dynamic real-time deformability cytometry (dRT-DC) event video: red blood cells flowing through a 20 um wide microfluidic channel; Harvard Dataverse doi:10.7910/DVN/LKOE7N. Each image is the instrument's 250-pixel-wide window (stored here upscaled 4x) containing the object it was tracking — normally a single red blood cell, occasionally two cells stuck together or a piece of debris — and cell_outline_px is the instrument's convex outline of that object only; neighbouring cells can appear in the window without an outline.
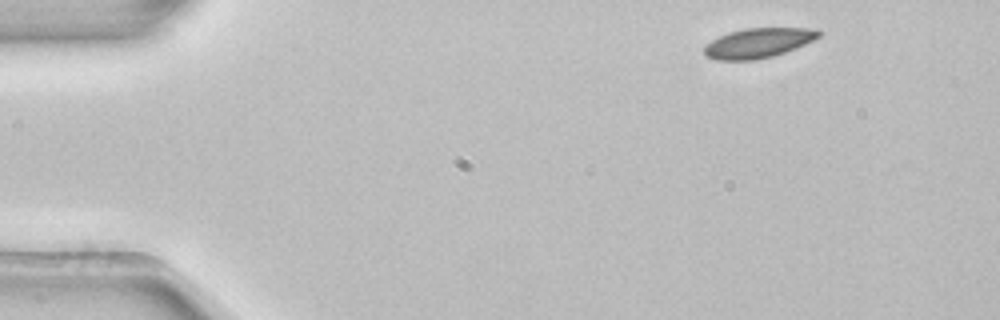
{"species": "common noctule bat (a hibernating species)", "species_latin": "Nyctalus noctula", "temperature_condition": "room temperature", "stored_images_in_passage": 3, "camera_frame_rate_fps": 3000, "um_per_image_px": 0.085, "animal": {"sex": "female", "body_mass_g": 22.7, "forearm_length_mm": 54.2}, "frame": {"image": 1, "passage_image": 1, "time_ms": 0.0, "image_size_px": [1000, 320], "cell_outline_px": [[824, 32], [820, 36], [796, 48], [772, 56], [756, 60], [716, 60], [704, 56], [704, 44], [728, 32], [744, 28], [816, 28]], "centroid_in_image_um": [64.44, 3.65], "position_along_channel_um": 20.6, "area_um2": 20.0}}
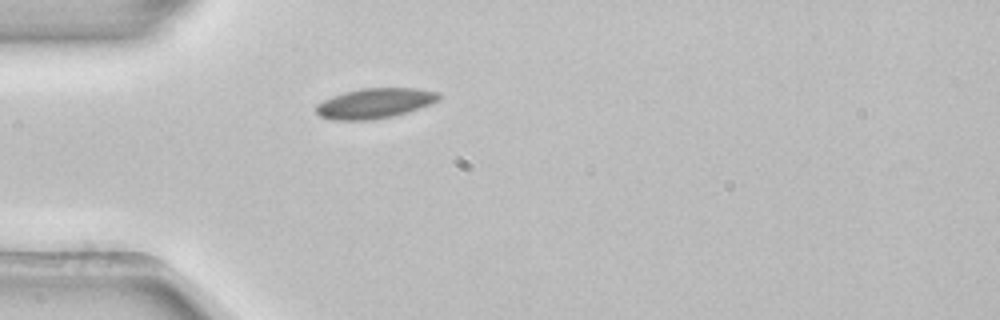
{"frame": {"image": 2, "passage_image": 3, "time_ms": 0.667, "image_size_px": [1000, 320], "cell_outline_px": [[440, 100], [432, 104], [408, 112], [392, 116], [372, 120], [332, 120], [320, 116], [316, 112], [316, 104], [332, 96], [344, 92], [360, 88], [416, 88], [440, 92]], "centroid_in_image_um": [31.88, 8.77], "position_along_channel_um": 53.1, "area_um2": 21.73}}